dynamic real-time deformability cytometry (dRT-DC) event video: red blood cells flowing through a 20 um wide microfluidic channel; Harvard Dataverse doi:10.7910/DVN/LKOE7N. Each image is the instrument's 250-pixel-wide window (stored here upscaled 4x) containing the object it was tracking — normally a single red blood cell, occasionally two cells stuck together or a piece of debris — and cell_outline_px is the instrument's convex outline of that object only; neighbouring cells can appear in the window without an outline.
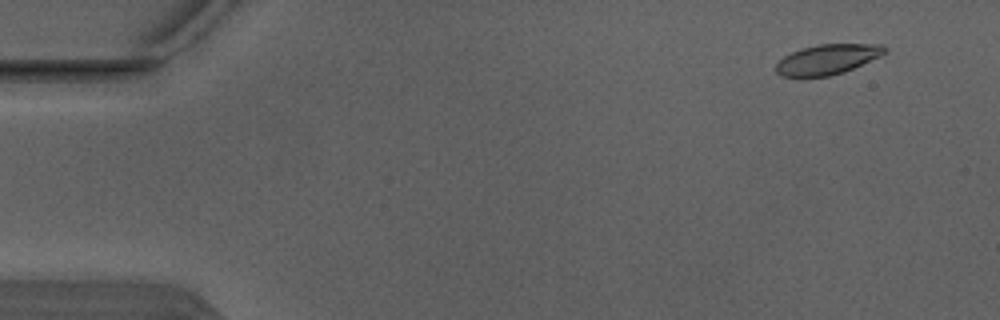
{"species": "Egyptian fruit bat (a non-hibernating species)", "species_latin": "Rousettus aegyptiacus", "temperature_condition": "warm", "stored_images_in_passage": 5, "camera_frame_rate_fps": 3000, "um_per_image_px": 0.085, "animal": {"sex": "male"}, "frame": {"image": 1, "passage_image": 1, "time_ms": 0.0, "image_size_px": [1000, 320], "cell_outline_px": [[888, 52], [880, 56], [844, 72], [828, 76], [780, 76], [776, 72], [776, 64], [784, 56], [800, 48], [816, 44], [884, 44], [888, 48]], "centroid_in_image_um": [70.36, 5.03], "position_along_channel_um": 14.6, "area_um2": 19.07}}
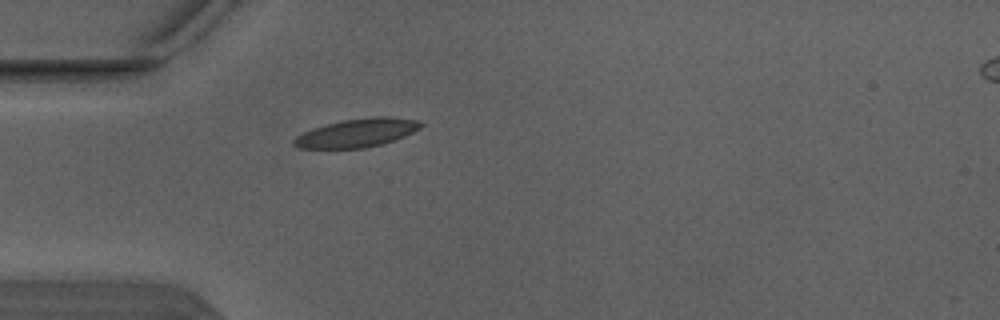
{"frame": {"image": 2, "passage_image": 4, "time_ms": 1.0, "image_size_px": [1000, 320], "cell_outline_px": [[424, 124], [420, 128], [404, 136], [380, 144], [364, 148], [300, 148], [292, 144], [292, 140], [296, 136], [312, 128], [344, 120], [372, 116], [392, 116], [416, 120]], "centroid_in_image_um": [30.34, 11.28], "position_along_channel_um": 54.7, "area_um2": 20.87}}